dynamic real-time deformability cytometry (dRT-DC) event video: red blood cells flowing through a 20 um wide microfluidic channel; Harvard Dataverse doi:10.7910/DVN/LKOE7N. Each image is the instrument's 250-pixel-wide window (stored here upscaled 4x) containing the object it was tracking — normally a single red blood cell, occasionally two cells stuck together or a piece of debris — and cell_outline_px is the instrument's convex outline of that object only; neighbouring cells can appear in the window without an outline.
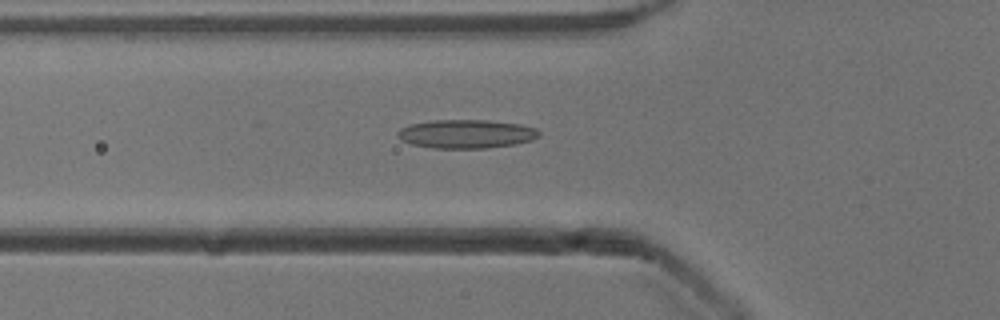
{"species": "common noctule bat (a hibernating species)", "species_latin": "Nyctalus noctula", "temperature_condition": "cold", "stored_images_in_passage": 50, "camera_frame_rate_fps": 3000, "um_per_image_px": 0.085, "animal": {"sex": "male", "body_mass_g": 13.3}, "frame": {"image": 1, "passage_image": 16, "time_ms": 5.0, "image_size_px": [1000, 320], "cell_outline_px": [[540, 136], [532, 140], [512, 144], [488, 148], [432, 148], [412, 144], [400, 140], [396, 136], [396, 132], [400, 128], [408, 124], [432, 120], [488, 120], [520, 124], [536, 128], [540, 132]], "centroid_in_image_um": [39.59, 11.38], "position_along_channel_um": 86.2, "area_um2": 23.81}}
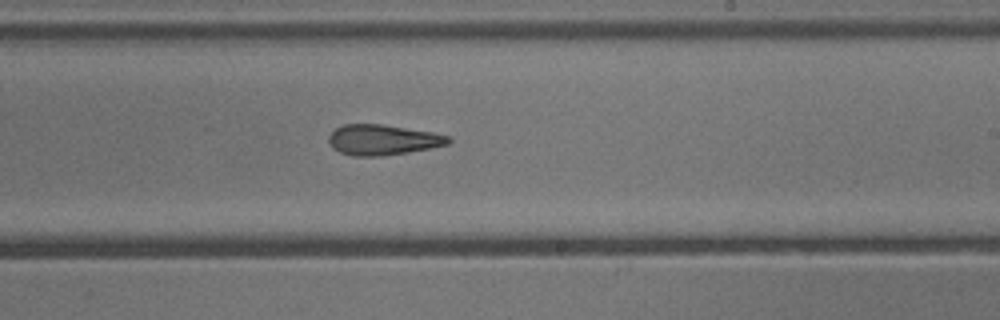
{"frame": {"image": 2, "passage_image": 29, "time_ms": 9.333, "image_size_px": [1000, 320], "cell_outline_px": [[452, 140], [448, 144], [408, 152], [384, 156], [352, 156], [340, 152], [332, 148], [328, 140], [328, 136], [336, 128], [344, 124], [380, 124], [432, 132], [448, 136]], "centroid_in_image_um": [32.5, 11.89], "position_along_channel_um": 256.5, "area_um2": 21.1}}
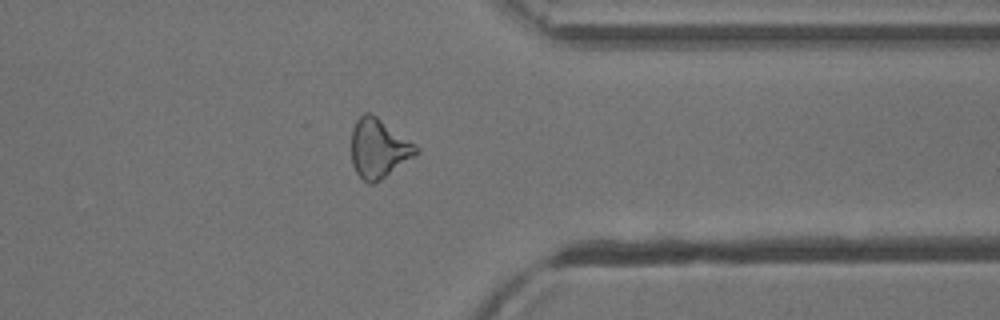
{"frame": {"image": 3, "passage_image": 39, "time_ms": 12.667, "image_size_px": [1000, 320], "cell_outline_px": [[420, 152], [380, 180], [372, 184], [368, 184], [356, 172], [352, 164], [352, 128], [356, 120], [364, 112], [368, 112], [376, 116], [420, 148]], "centroid_in_image_um": [32.17, 12.62], "position_along_channel_um": 379.2, "area_um2": 22.02}, "authors_computed_cell_mechanics": {"area_um2": 21.9929, "velocity_mm_per_s": 3.9102, "shape_relaxation_time_tau1_ms": null, "shape_relaxation_time_tau2_ms": 5.561, "deformation_change_tau1": null, "deformation_change_tau2": 0.1697}}